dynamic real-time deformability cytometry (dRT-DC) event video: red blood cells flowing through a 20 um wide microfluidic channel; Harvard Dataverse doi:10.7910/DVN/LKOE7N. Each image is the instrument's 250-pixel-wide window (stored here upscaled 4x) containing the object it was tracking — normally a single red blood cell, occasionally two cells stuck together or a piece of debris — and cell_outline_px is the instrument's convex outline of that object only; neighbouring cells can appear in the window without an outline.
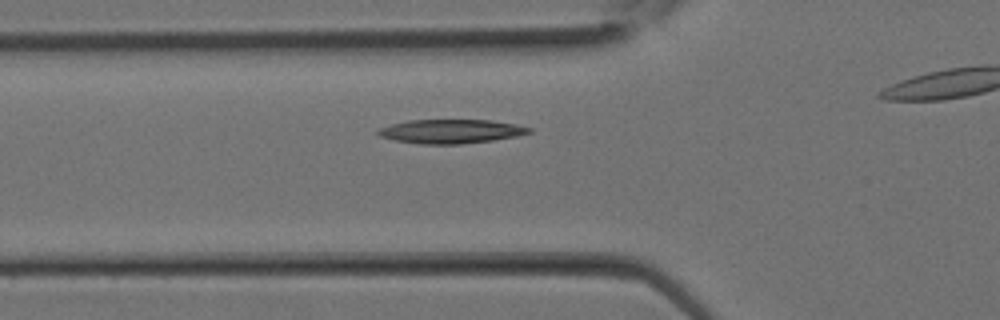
{"species": "Egyptian fruit bat (a non-hibernating species)", "species_latin": "Rousettus aegyptiacus", "temperature_condition": "room temperature", "stored_images_in_passage": 6, "segment_of_instrument_passage": [1, 2], "camera_frame_rate_fps": 3000, "um_per_image_px": 0.085, "animal": {"sex": "female"}, "frame": {"image": 1, "passage_image": 3, "time_ms": 0.667, "image_size_px": [1000, 320], "cell_outline_px": [[532, 132], [516, 136], [492, 140], [460, 144], [420, 144], [396, 140], [380, 136], [376, 132], [380, 128], [392, 124], [408, 120], [492, 120], [516, 124], [532, 128]], "centroid_in_image_um": [38.35, 11.16], "position_along_channel_um": 87.4, "area_um2": 20.98}}
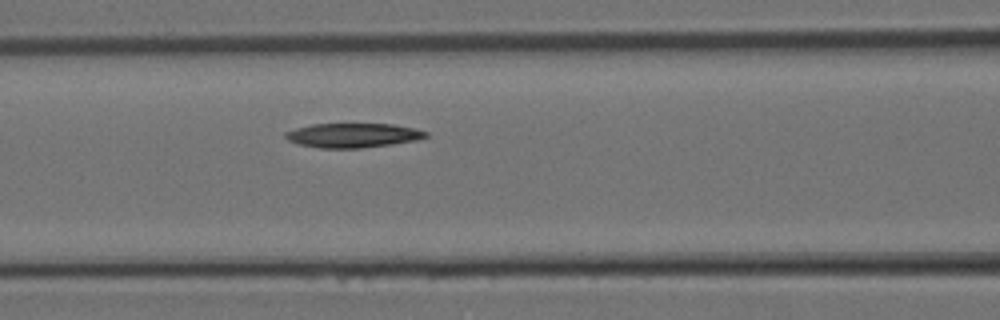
{"frame": {"image": 2, "passage_image": 5, "time_ms": 1.333, "image_size_px": [1000, 320], "cell_outline_px": [[428, 136], [416, 140], [392, 144], [360, 148], [320, 148], [296, 144], [288, 140], [284, 136], [284, 132], [296, 128], [312, 124], [392, 124], [416, 128], [428, 132]], "centroid_in_image_um": [29.98, 11.5], "position_along_channel_um": 136.6, "area_um2": 20.0}}